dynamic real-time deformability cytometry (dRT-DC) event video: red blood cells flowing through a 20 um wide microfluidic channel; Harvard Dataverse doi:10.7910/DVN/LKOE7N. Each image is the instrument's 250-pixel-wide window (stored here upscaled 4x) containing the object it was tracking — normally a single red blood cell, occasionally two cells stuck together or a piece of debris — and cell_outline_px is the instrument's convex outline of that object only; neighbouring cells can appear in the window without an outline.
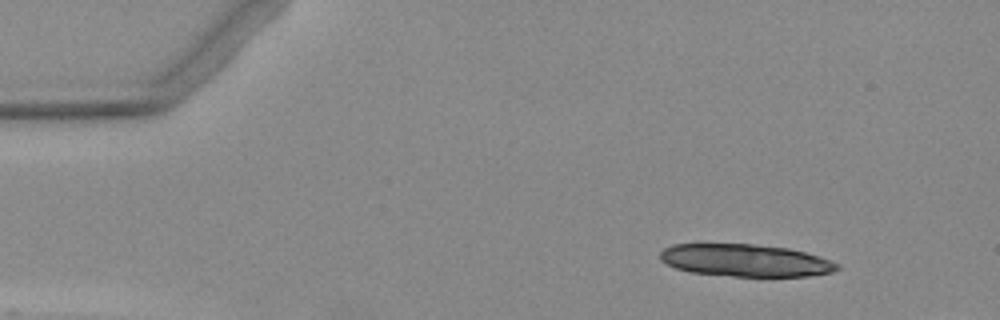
{"species": "Egyptian fruit bat (a non-hibernating species)", "species_latin": "Rousettus aegyptiacus", "temperature_condition": "warm", "stored_images_in_passage": 4, "camera_frame_rate_fps": 3000, "um_per_image_px": 0.085, "animal": {"sex": "female"}, "frame": {"image": 1, "passage_image": 1, "time_ms": 0.0, "image_size_px": [1000, 320], "cell_outline_px": [[840, 268], [832, 272], [808, 276], [732, 276], [688, 272], [676, 268], [660, 260], [660, 252], [664, 248], [672, 244], [752, 244], [788, 248], [820, 256], [840, 264]], "centroid_in_image_um": [63.36, 22.13], "position_along_channel_um": 21.6, "area_um2": 33.41}}